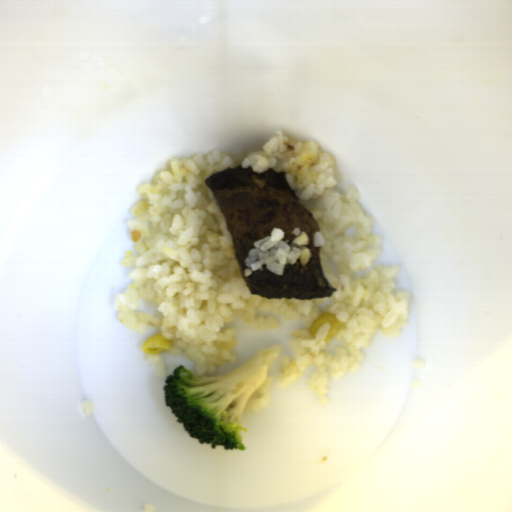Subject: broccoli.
Instances as JSON below:
<instances>
[{"instance_id":"1706d50b","label":"broccoli","mask_w":512,"mask_h":512,"mask_svg":"<svg viewBox=\"0 0 512 512\" xmlns=\"http://www.w3.org/2000/svg\"><path fill=\"white\" fill-rule=\"evenodd\" d=\"M283 346L260 351L242 366L219 376L198 377L184 364L178 365L164 380L162 391L176 423L201 445L224 450H246L243 443V411L247 401L264 384L272 363Z\"/></svg>"}]
</instances>
